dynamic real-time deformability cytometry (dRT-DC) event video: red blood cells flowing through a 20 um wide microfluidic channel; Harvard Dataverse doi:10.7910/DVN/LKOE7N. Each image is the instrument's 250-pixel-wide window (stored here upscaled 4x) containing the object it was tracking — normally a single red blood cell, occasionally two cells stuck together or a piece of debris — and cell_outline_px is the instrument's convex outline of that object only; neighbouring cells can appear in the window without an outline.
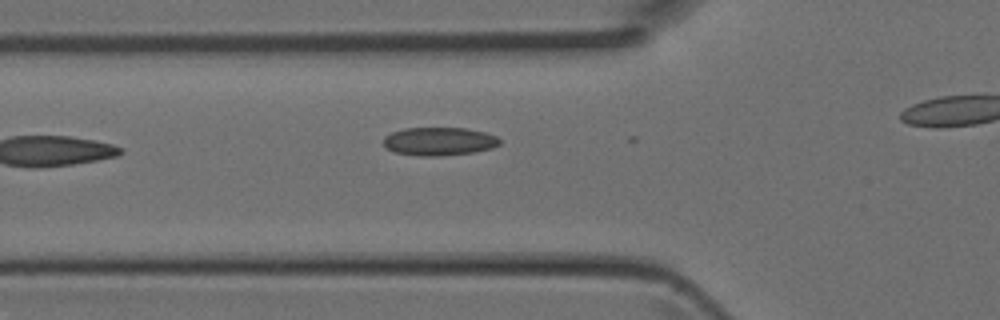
{"species": "Egyptian fruit bat (a non-hibernating species)", "species_latin": "Rousettus aegyptiacus", "temperature_condition": "room temperature", "stored_images_in_passage": 5, "camera_frame_rate_fps": 3000, "um_per_image_px": 0.085, "animal": {"sex": "female"}, "frame": {"image": 1, "passage_image": 4, "time_ms": 1.0, "image_size_px": [1000, 320], "cell_outline_px": [[500, 144], [492, 148], [472, 152], [440, 156], [420, 156], [396, 152], [388, 148], [384, 144], [384, 136], [392, 132], [404, 128], [468, 128], [484, 132], [496, 136], [500, 140]], "centroid_in_image_um": [37.34, 12.01], "position_along_channel_um": 88.5, "area_um2": 19.02}}